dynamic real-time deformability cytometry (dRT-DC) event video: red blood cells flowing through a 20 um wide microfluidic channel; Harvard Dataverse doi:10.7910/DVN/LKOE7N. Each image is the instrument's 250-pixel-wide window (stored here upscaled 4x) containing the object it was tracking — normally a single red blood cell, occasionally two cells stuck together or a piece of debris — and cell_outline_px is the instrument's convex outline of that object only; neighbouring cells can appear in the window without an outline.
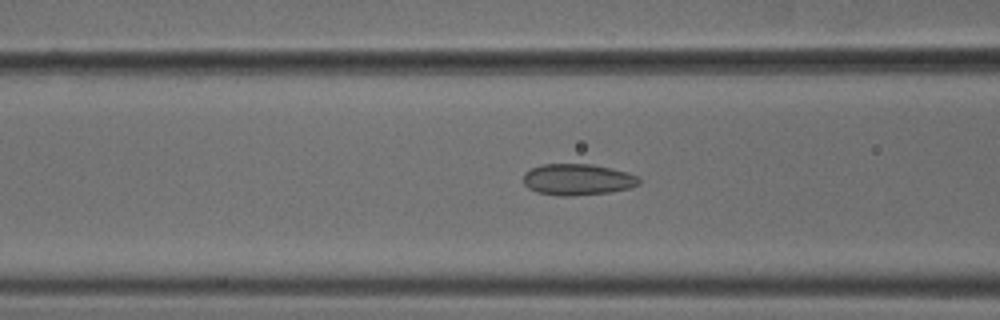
{"species": "common noctule bat (a hibernating species)", "species_latin": "Nyctalus noctula", "temperature_condition": "cold", "stored_images_in_passage": 54, "camera_frame_rate_fps": 3000, "um_per_image_px": 0.085, "animal": {"sex": "male", "body_mass_g": 18.8}, "frame": {"image": 1, "passage_image": 22, "time_ms": 7.0, "image_size_px": [1000, 320], "cell_outline_px": [[640, 184], [628, 188], [608, 192], [572, 196], [560, 196], [536, 192], [528, 188], [524, 184], [524, 172], [540, 164], [592, 164], [612, 168], [628, 172], [636, 176], [640, 180]], "centroid_in_image_um": [49.07, 15.25], "position_along_channel_um": 117.5, "area_um2": 21.15}}
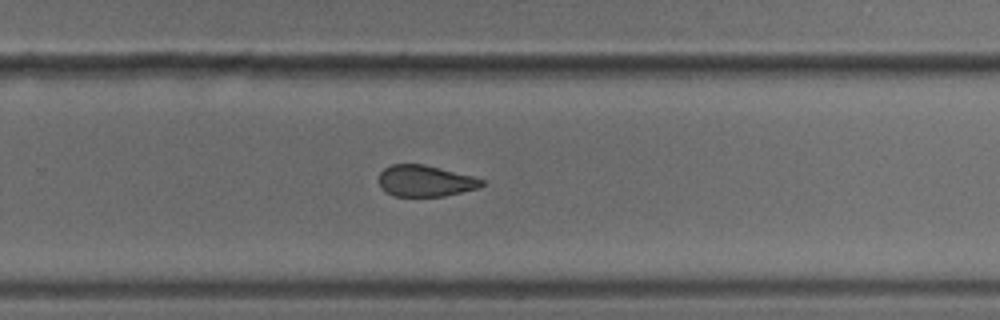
{"frame": {"image": 2, "passage_image": 36, "time_ms": 11.667, "image_size_px": [1000, 320], "cell_outline_px": [[484, 184], [480, 188], [444, 196], [392, 196], [380, 188], [380, 172], [384, 168], [392, 164], [424, 164], [472, 176], [484, 180]], "centroid_in_image_um": [36.14, 15.38], "position_along_channel_um": 293.7, "area_um2": 18.79}}
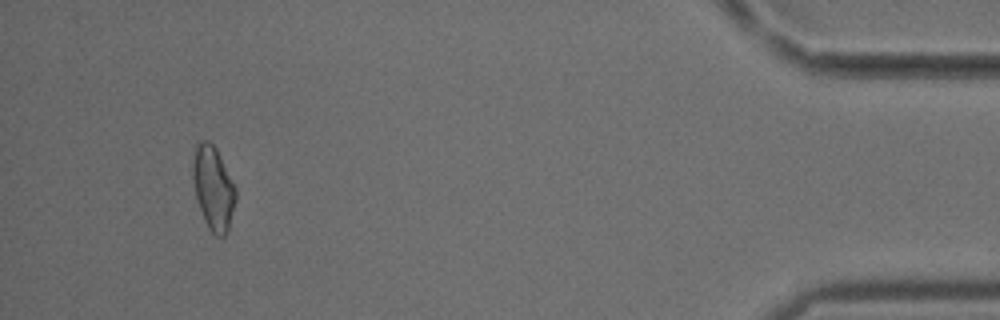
{"frame": {"image": 3, "passage_image": 51, "time_ms": 16.667, "image_size_px": [1000, 320], "cell_outline_px": [[236, 200], [228, 232], [224, 236], [216, 236], [208, 228], [204, 220], [196, 200], [192, 176], [192, 164], [196, 144], [200, 140], [208, 140], [216, 148], [236, 188]], "centroid_in_image_um": [18.12, 16.0], "position_along_channel_um": 417.1, "area_um2": 21.1}, "authors_computed_cell_mechanics": {"area_um2": 20.808, "velocity_mm_per_s": 3.7763, "shape_relaxation_time_tau1_ms": null, "shape_relaxation_time_tau2_ms": 2.3452, "deformation_change_tau1": null, "deformation_change_tau2": 0.0854}}